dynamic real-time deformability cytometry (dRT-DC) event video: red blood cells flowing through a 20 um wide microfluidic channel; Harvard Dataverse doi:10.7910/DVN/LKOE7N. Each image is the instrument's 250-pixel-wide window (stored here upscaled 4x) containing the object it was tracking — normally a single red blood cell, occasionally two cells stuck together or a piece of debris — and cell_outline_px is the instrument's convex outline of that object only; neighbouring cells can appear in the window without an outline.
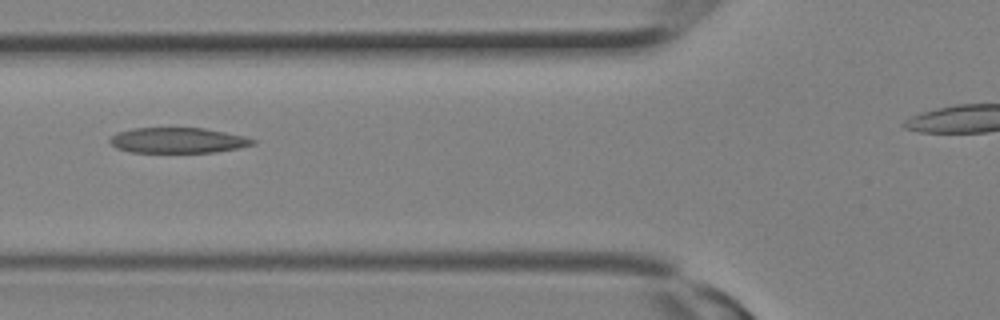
{"species": "Egyptian fruit bat (a non-hibernating species)", "species_latin": "Rousettus aegyptiacus", "temperature_condition": "room temperature", "stored_images_in_passage": 15, "camera_frame_rate_fps": 3000, "um_per_image_px": 0.085, "animal": {"sex": "female"}, "frame": {"image": 1, "passage_image": 7, "time_ms": 2.0, "image_size_px": [1000, 320], "cell_outline_px": [[256, 140], [252, 144], [236, 148], [216, 152], [132, 152], [116, 148], [108, 140], [116, 132], [132, 128], [204, 128], [244, 136]], "centroid_in_image_um": [15.06, 11.92], "position_along_channel_um": 110.7, "area_um2": 20.98}}
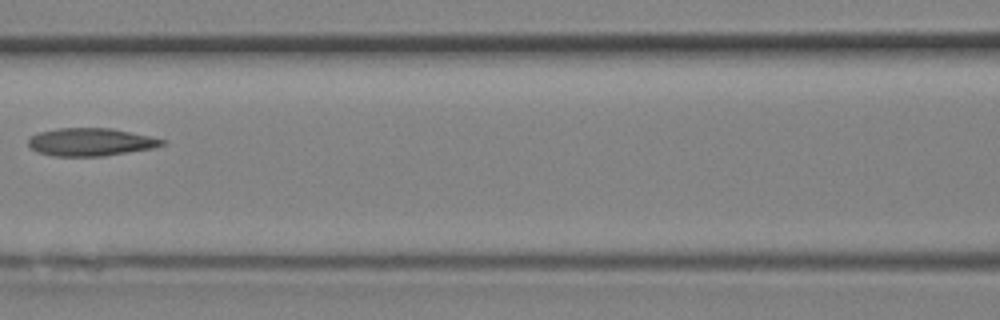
{"frame": {"image": 2, "passage_image": 9, "time_ms": 2.667, "image_size_px": [1000, 320], "cell_outline_px": [[168, 144], [152, 148], [104, 156], [52, 156], [36, 152], [28, 144], [28, 140], [32, 136], [40, 132], [56, 128], [112, 128], [168, 140]], "centroid_in_image_um": [7.74, 12.07], "position_along_channel_um": 158.9, "area_um2": 21.79}}
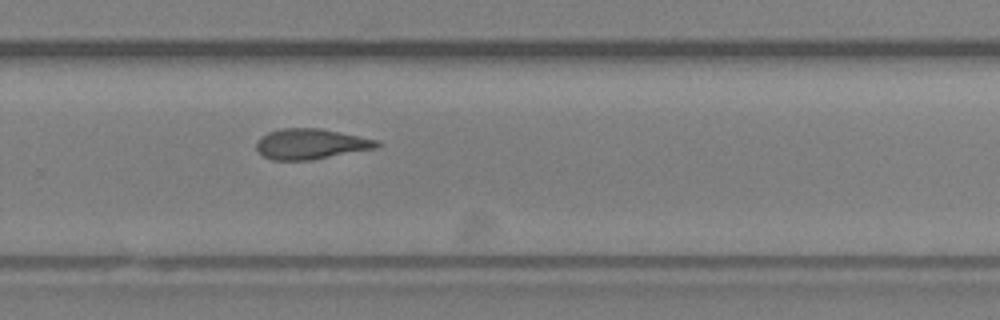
{"frame": {"image": 3, "passage_image": 15, "time_ms": 4.667, "image_size_px": [1000, 320], "cell_outline_px": [[380, 148], [312, 160], [272, 160], [264, 156], [256, 148], [256, 144], [260, 136], [268, 132], [280, 128], [320, 128], [380, 140]], "centroid_in_image_um": [26.46, 12.24], "position_along_channel_um": 303.3, "area_um2": 21.68}}